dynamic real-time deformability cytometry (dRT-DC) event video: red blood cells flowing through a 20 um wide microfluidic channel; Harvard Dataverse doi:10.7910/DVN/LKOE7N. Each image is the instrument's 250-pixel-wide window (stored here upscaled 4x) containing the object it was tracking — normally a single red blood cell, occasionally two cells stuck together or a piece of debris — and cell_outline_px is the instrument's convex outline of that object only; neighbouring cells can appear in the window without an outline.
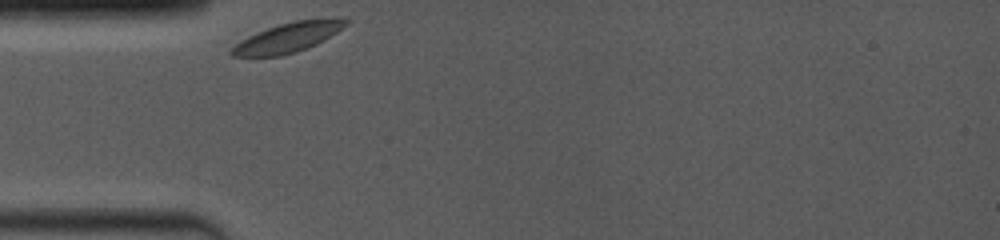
{"species": "common noctule bat (a hibernating species)", "species_latin": "Nyctalus noctula", "temperature_condition": "room temperature", "stored_images_in_passage": 51, "camera_frame_rate_fps": 4000, "um_per_image_px": 0.085, "animal": {"sex": "female", "body_mass_g": 19.0, "forearm_length_mm": 53.3}, "frame": {"image": 1, "passage_image": 1, "time_ms": 0.0, "image_size_px": [1000, 240], "cell_outline_px": [[352, 20], [348, 24], [324, 40], [316, 44], [296, 52], [280, 56], [232, 56], [228, 52], [240, 40], [256, 32], [280, 24], [296, 20], [340, 16]], "centroid_in_image_um": [24.54, 3.16], "position_along_channel_um": 60.5, "area_um2": 19.94}}
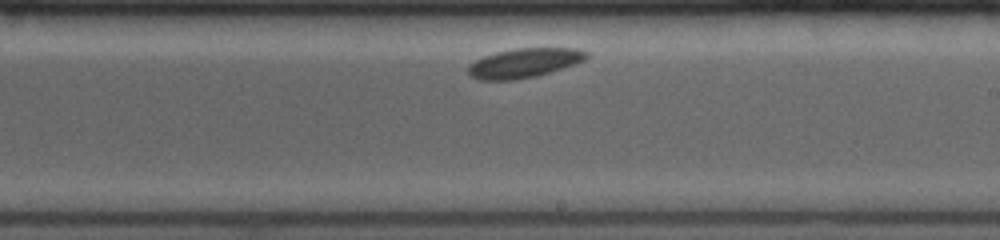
{"frame": {"image": 2, "passage_image": 29, "time_ms": 5.25, "image_size_px": [1000, 240], "cell_outline_px": [[588, 56], [584, 60], [536, 76], [512, 80], [480, 80], [468, 76], [468, 68], [476, 60], [484, 56], [496, 52], [516, 48], [576, 48], [588, 52]], "centroid_in_image_um": [44.52, 5.35], "position_along_channel_um": 244.5, "area_um2": 19.94}}
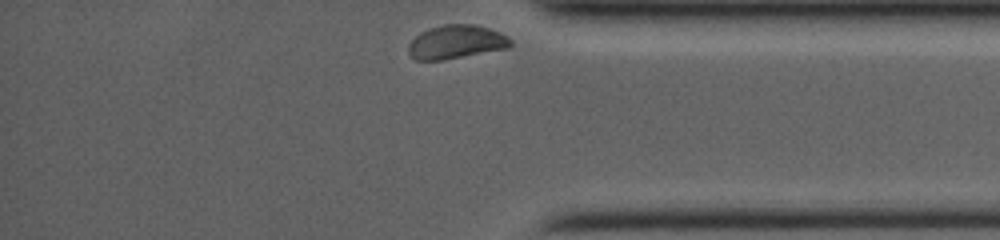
{"frame": {"image": 3, "passage_image": 51, "time_ms": 9.5, "image_size_px": [1000, 240], "cell_outline_px": [[512, 44], [508, 48], [440, 60], [416, 60], [408, 52], [408, 44], [420, 32], [428, 28], [444, 24], [476, 24], [500, 32], [508, 36], [512, 40]], "centroid_in_image_um": [38.78, 3.55], "position_along_channel_um": 396.4, "area_um2": 20.0}}